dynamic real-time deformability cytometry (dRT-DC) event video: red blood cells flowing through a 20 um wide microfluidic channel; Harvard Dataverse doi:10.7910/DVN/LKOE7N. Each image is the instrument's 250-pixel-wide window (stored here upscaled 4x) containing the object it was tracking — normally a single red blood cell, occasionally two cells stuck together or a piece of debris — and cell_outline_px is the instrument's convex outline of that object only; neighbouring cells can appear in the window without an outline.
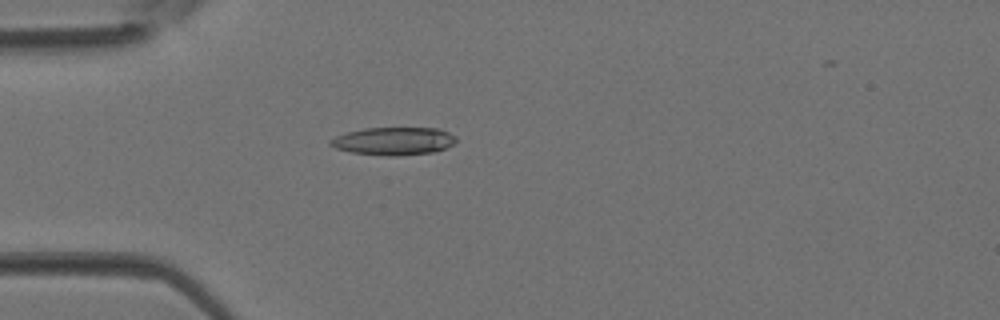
{"species": "Egyptian fruit bat (a non-hibernating species)", "species_latin": "Rousettus aegyptiacus", "temperature_condition": "room temperature", "stored_images_in_passage": 3, "camera_frame_rate_fps": 3000, "um_per_image_px": 0.085, "animal": {"sex": "female"}, "frame": {"image": 1, "passage_image": 3, "time_ms": 0.667, "image_size_px": [1000, 320], "cell_outline_px": [[456, 140], [452, 144], [444, 148], [432, 152], [396, 156], [388, 156], [352, 152], [336, 148], [328, 144], [328, 140], [336, 136], [348, 132], [364, 128], [440, 128], [456, 136]], "centroid_in_image_um": [33.44, 11.98], "position_along_channel_um": 51.6, "area_um2": 20.29}}